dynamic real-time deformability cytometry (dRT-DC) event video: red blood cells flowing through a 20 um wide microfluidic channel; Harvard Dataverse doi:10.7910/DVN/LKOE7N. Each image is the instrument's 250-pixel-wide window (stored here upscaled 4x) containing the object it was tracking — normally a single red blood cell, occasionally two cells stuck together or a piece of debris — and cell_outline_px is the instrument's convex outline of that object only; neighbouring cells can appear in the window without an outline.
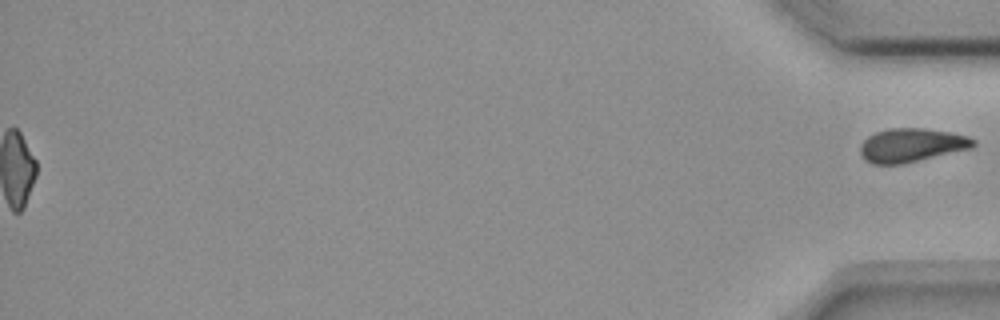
{"species": "common noctule bat (a hibernating species)", "species_latin": "Nyctalus noctula", "temperature_condition": "room temperature", "stored_images_in_passage": 56, "segment_of_instrument_passage": [2, 2], "camera_frame_rate_fps": 3000, "um_per_image_px": 0.085, "animal": {"sex": "female", "body_mass_g": 18.4}, "frame": {"image": 1, "passage_image": 56, "time_ms": 18.333, "image_size_px": [1000, 320], "cell_outline_px": [[976, 144], [972, 148], [904, 164], [872, 164], [864, 160], [860, 152], [860, 144], [868, 136], [876, 132], [888, 128], [924, 128], [948, 132], [968, 136], [976, 140]], "centroid_in_image_um": [77.47, 12.34], "position_along_channel_um": 357.7, "area_um2": 22.37}}